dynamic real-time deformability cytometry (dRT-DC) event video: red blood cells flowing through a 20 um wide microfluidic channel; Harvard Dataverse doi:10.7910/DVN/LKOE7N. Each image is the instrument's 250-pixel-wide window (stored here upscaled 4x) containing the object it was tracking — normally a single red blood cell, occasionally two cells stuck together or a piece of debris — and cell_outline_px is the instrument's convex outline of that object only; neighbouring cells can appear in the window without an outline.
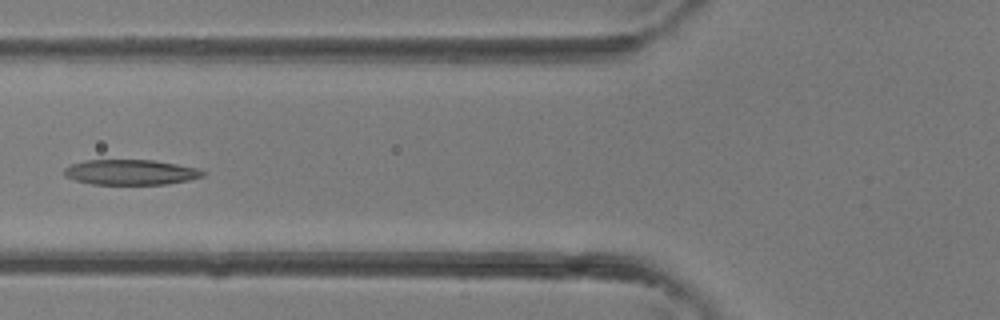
{"species": "common noctule bat (a hibernating species)", "species_latin": "Nyctalus noctula", "temperature_condition": "room temperature", "stored_images_in_passage": 4, "camera_frame_rate_fps": 3000, "um_per_image_px": 0.085, "animal": {"sex": "female"}, "frame": {"image": 1, "passage_image": 4, "time_ms": 1.0, "image_size_px": [1000, 320], "cell_outline_px": [[204, 176], [188, 180], [168, 184], [92, 184], [76, 180], [64, 176], [64, 168], [72, 164], [84, 160], [152, 160], [176, 164], [196, 168], [204, 172]], "centroid_in_image_um": [11.08, 14.64], "position_along_channel_um": 114.7, "area_um2": 20.23}}